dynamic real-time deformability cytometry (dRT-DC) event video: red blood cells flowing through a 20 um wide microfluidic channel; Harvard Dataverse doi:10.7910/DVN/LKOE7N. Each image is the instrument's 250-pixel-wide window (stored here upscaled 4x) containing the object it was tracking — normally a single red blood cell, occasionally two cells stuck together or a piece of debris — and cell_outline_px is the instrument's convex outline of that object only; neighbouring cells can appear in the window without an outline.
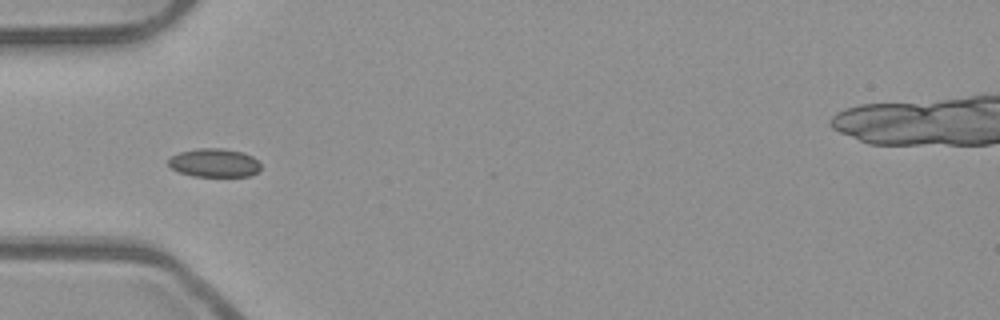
{"species": "common noctule bat (a hibernating species)", "species_latin": "Nyctalus noctula", "temperature_condition": "room temperature", "stored_images_in_passage": 36, "camera_frame_rate_fps": 3000, "um_per_image_px": 0.085, "animal": {"sex": "male", "body_mass_g": 23.1, "forearm_length_mm": 52.7}, "frame": {"image": 1, "passage_image": 1, "time_ms": 0.0, "image_size_px": [1000, 320], "cell_outline_px": [[260, 168], [252, 176], [192, 176], [180, 172], [172, 168], [168, 164], [168, 160], [172, 156], [180, 152], [196, 148], [224, 148], [244, 152], [252, 156], [260, 164]], "centroid_in_image_um": [18.22, 13.83], "position_along_channel_um": 66.8, "area_um2": 15.37}}
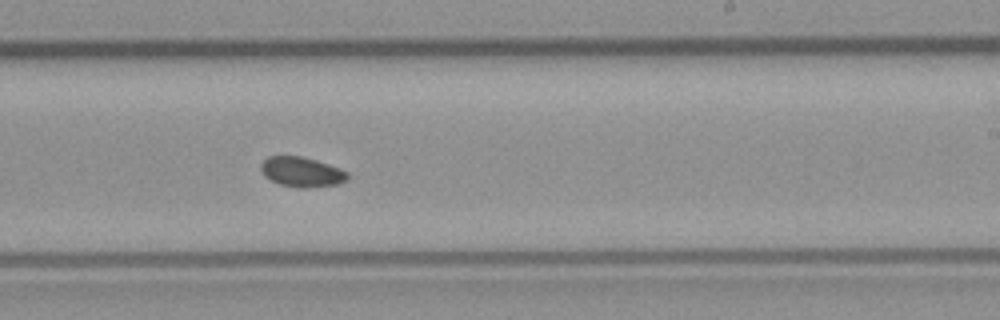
{"frame": {"image": 2, "passage_image": 16, "time_ms": 5.0, "image_size_px": [1000, 320], "cell_outline_px": [[348, 180], [340, 184], [304, 188], [296, 188], [280, 184], [264, 176], [260, 168], [260, 164], [268, 156], [300, 156], [316, 160], [340, 168], [348, 172]], "centroid_in_image_um": [25.66, 14.62], "position_along_channel_um": 263.3, "area_um2": 15.2}}
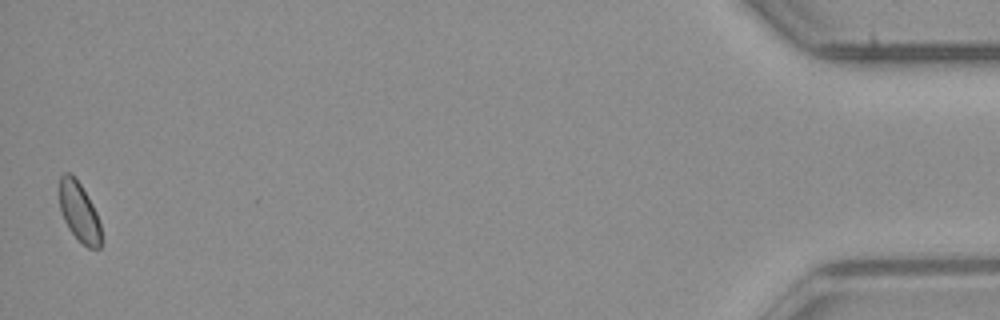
{"frame": {"image": 3, "passage_image": 36, "time_ms": 11.667, "image_size_px": [1000, 320], "cell_outline_px": [[100, 248], [88, 248], [68, 228], [64, 220], [60, 208], [60, 176], [64, 172], [72, 172], [80, 184], [92, 204], [96, 212], [100, 224]], "centroid_in_image_um": [6.71, 17.97], "position_along_channel_um": 428.5, "area_um2": 14.16}, "authors_computed_cell_mechanics": {"area_um2": 15.0569, "velocity_mm_per_s": 3.922, "shape_relaxation_time_tau1_ms": null, "shape_relaxation_time_tau2_ms": 10.537, "deformation_change_tau1": null, "deformation_change_tau2": 0.079}}